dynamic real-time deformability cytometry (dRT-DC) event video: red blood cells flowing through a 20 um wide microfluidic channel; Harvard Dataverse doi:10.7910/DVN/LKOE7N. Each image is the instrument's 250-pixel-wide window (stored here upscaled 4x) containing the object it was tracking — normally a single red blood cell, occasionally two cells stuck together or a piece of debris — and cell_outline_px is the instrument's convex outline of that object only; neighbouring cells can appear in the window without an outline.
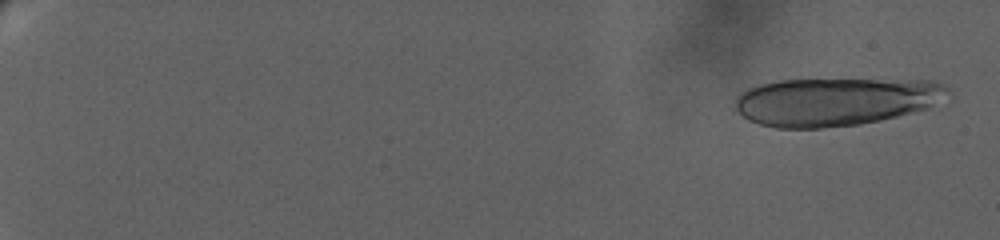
{"species": "human", "species_latin": "Homo sapiens", "temperature_condition": "warm", "stored_images_in_passage": 26, "camera_frame_rate_fps": 3000, "um_per_image_px": 0.085, "donor": {"sex": "female"}, "frame": {"image": 1, "passage_image": 3, "time_ms": 0.667, "image_size_px": [1000, 240], "cell_outline_px": [[952, 92], [928, 108], [880, 120], [860, 124], [820, 128], [776, 128], [760, 124], [748, 120], [736, 108], [736, 96], [740, 92], [748, 88], [760, 84], [780, 80], [928, 80], [944, 84]], "centroid_in_image_um": [71.0, 8.63], "position_along_channel_um": 14.0, "area_um2": 59.3}}